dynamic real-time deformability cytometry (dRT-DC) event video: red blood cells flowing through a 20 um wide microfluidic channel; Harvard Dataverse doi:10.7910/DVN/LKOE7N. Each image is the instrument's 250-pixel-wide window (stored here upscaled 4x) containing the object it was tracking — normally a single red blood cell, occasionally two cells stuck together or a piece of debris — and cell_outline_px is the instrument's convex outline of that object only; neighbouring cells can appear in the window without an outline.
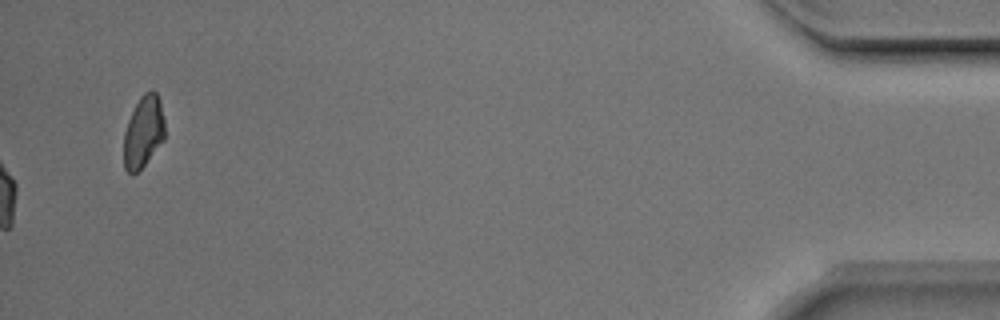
{"species": "Egyptian fruit bat (a non-hibernating species)", "species_latin": "Rousettus aegyptiacus", "temperature_condition": "room temperature", "stored_images_in_passage": 51, "camera_frame_rate_fps": 3000, "um_per_image_px": 0.085, "animal": {"sex": "male"}, "frame": {"image": 1, "passage_image": 51, "time_ms": 16.667, "image_size_px": [1000, 320], "cell_outline_px": [[164, 140], [144, 164], [132, 176], [124, 168], [124, 132], [128, 120], [140, 96], [144, 92], [152, 88], [156, 92], [160, 100], [164, 120]], "centroid_in_image_um": [12.19, 11.17], "position_along_channel_um": 423.0, "area_um2": 17.17}, "authors_computed_cell_mechanics": {"area_um2": 20.5768, "velocity_mm_per_s": 3.9873, "shape_relaxation_time_tau1_ms": 4.3151, "shape_relaxation_time_tau2_ms": 2.0271, "deformation_change_tau1": 0.1419, "deformation_change_tau2": 0.075}}